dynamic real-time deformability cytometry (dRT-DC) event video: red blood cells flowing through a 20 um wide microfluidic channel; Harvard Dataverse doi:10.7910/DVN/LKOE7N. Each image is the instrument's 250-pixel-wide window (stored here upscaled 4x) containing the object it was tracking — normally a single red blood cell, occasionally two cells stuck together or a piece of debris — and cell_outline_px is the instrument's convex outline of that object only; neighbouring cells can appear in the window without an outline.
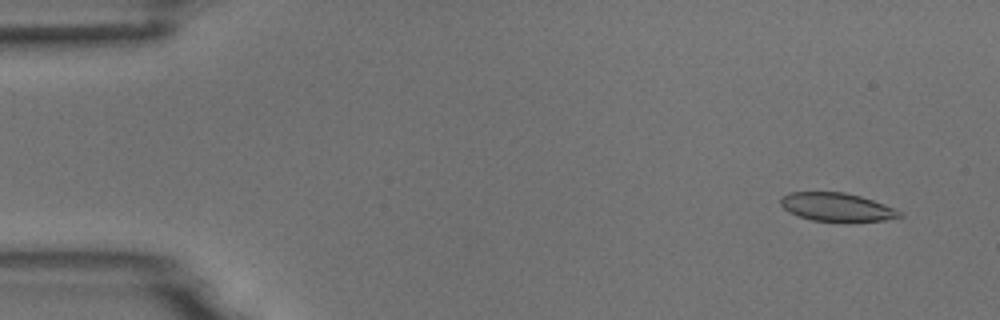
{"species": "common noctule bat (a hibernating species)", "species_latin": "Nyctalus noctula", "temperature_condition": "room temperature", "stored_images_in_passage": 53, "camera_frame_rate_fps": 3000, "um_per_image_px": 0.085, "animal": {"sex": "male", "body_mass_g": 18.8}, "frame": {"image": 1, "passage_image": 3, "time_ms": 0.667, "image_size_px": [1000, 320], "cell_outline_px": [[904, 216], [884, 220], [848, 224], [812, 220], [788, 212], [780, 204], [780, 200], [788, 192], [844, 192], [860, 196], [896, 208], [904, 212]], "centroid_in_image_um": [71.19, 17.64], "position_along_channel_um": 13.8, "area_um2": 20.35}}
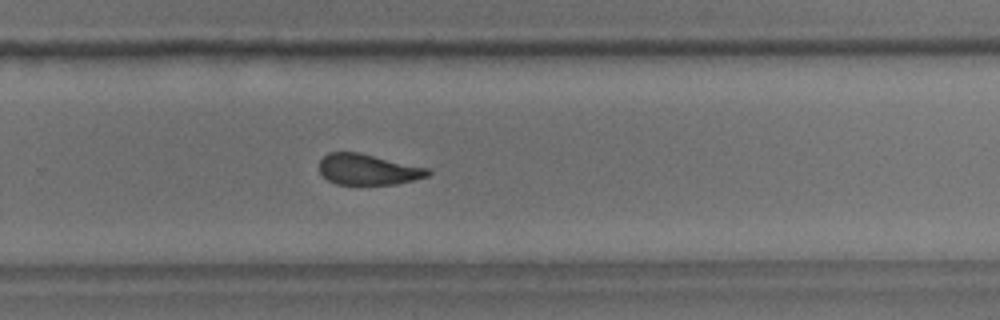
{"frame": {"image": 2, "passage_image": 35, "time_ms": 11.333, "image_size_px": [1000, 320], "cell_outline_px": [[432, 172], [428, 176], [396, 184], [336, 184], [328, 180], [320, 172], [320, 160], [328, 152], [360, 152], [428, 168]], "centroid_in_image_um": [31.28, 14.39], "position_along_channel_um": 298.5, "area_um2": 19.42}}
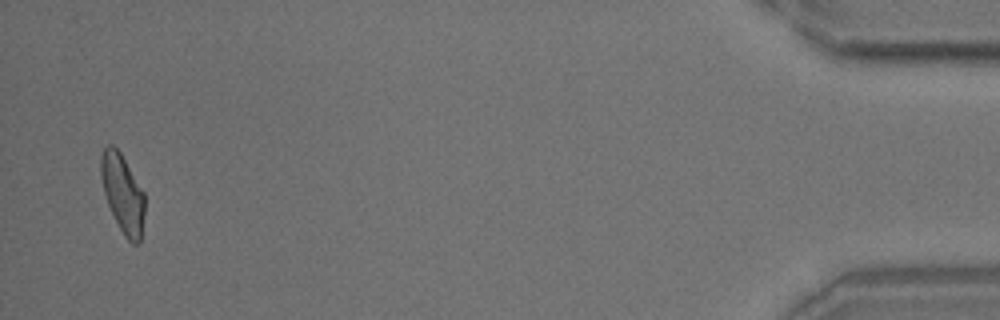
{"frame": {"image": 3, "passage_image": 52, "time_ms": 17.0, "image_size_px": [1000, 320], "cell_outline_px": [[144, 212], [140, 240], [136, 244], [132, 244], [124, 236], [108, 204], [104, 192], [100, 176], [100, 156], [104, 148], [108, 144], [112, 144], [120, 152], [144, 192]], "centroid_in_image_um": [10.41, 16.42], "position_along_channel_um": 424.8, "area_um2": 19.77}, "authors_computed_cell_mechanics": {"area_um2": 20.7502, "velocity_mm_per_s": 3.7208, "shape_relaxation_time_tau1_ms": 5.6791, "shape_relaxation_time_tau2_ms": 2.8019, "deformation_change_tau1": 0.1694, "deformation_change_tau2": 0.0984}}